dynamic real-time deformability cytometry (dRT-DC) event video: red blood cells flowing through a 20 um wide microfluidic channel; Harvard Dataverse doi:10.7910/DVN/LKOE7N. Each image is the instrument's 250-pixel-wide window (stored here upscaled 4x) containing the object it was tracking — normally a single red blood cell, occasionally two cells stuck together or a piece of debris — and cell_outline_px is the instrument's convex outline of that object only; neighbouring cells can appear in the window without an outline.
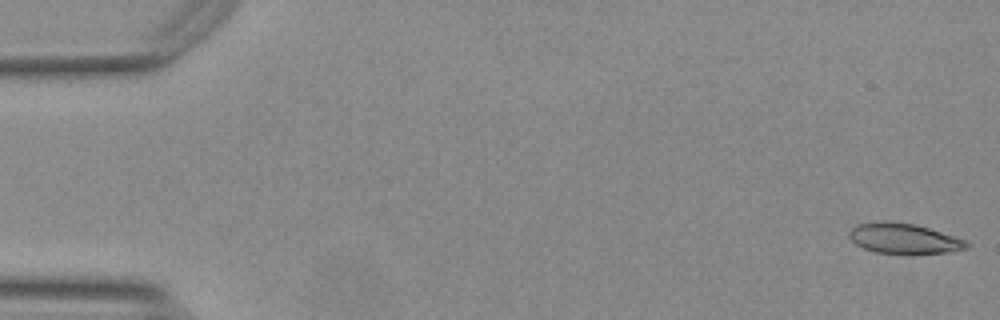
{"species": "Egyptian fruit bat (a non-hibernating species)", "species_latin": "Rousettus aegyptiacus", "temperature_condition": "warm", "stored_images_in_passage": 54, "camera_frame_rate_fps": 3000, "um_per_image_px": 0.085, "animal": {"sex": "female"}, "frame": {"image": 1, "passage_image": 1, "time_ms": 0.0, "image_size_px": [1000, 320], "cell_outline_px": [[968, 248], [952, 252], [912, 256], [876, 252], [864, 248], [856, 244], [848, 236], [848, 232], [856, 224], [912, 224], [928, 228], [964, 240], [968, 244]], "centroid_in_image_um": [76.88, 20.37], "position_along_channel_um": 8.1, "area_um2": 20.35}}
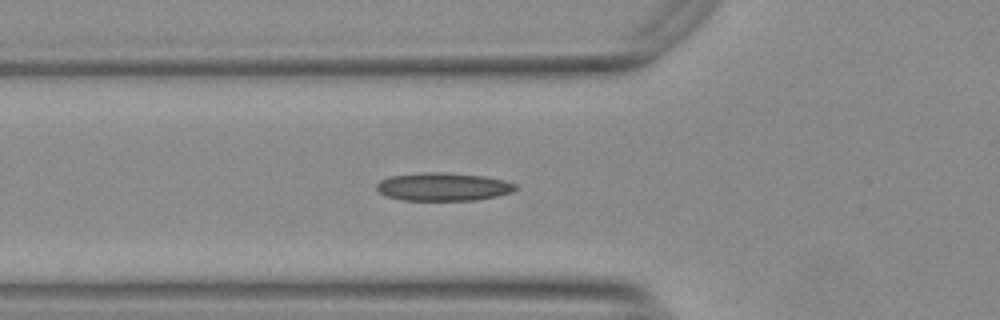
{"frame": {"image": 2, "passage_image": 19, "time_ms": 6.0, "image_size_px": [1000, 320], "cell_outline_px": [[516, 188], [512, 192], [496, 196], [476, 200], [400, 200], [388, 196], [380, 192], [376, 188], [376, 184], [380, 180], [388, 176], [424, 172], [444, 172], [484, 176], [504, 180], [516, 184]], "centroid_in_image_um": [37.65, 15.87], "position_along_channel_um": 88.2, "area_um2": 22.77}}
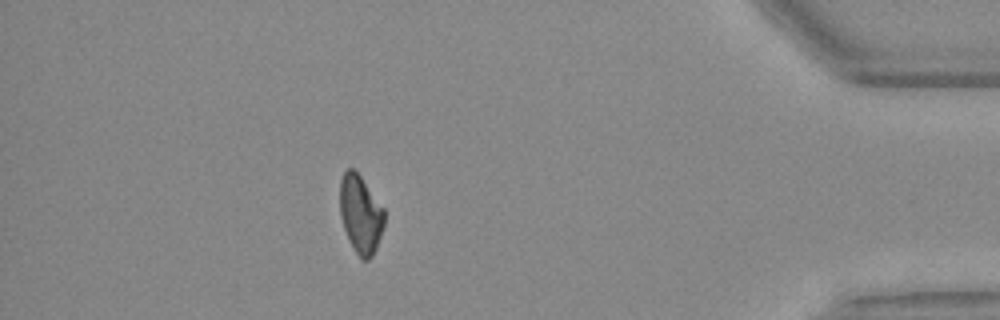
{"frame": {"image": 3, "passage_image": 48, "time_ms": 15.667, "image_size_px": [1000, 320], "cell_outline_px": [[384, 228], [376, 248], [372, 256], [368, 260], [364, 260], [352, 248], [348, 240], [340, 216], [340, 180], [344, 172], [348, 168], [356, 168], [384, 208]], "centroid_in_image_um": [30.65, 18.17], "position_along_channel_um": 404.6, "area_um2": 20.52}, "authors_computed_cell_mechanics": {"area_um2": 21.1837, "velocity_mm_per_s": 3.7525, "shape_relaxation_time_tau1_ms": null, "shape_relaxation_time_tau2_ms": 3.7544, "deformation_change_tau1": null, "deformation_change_tau2": 0.1208}}